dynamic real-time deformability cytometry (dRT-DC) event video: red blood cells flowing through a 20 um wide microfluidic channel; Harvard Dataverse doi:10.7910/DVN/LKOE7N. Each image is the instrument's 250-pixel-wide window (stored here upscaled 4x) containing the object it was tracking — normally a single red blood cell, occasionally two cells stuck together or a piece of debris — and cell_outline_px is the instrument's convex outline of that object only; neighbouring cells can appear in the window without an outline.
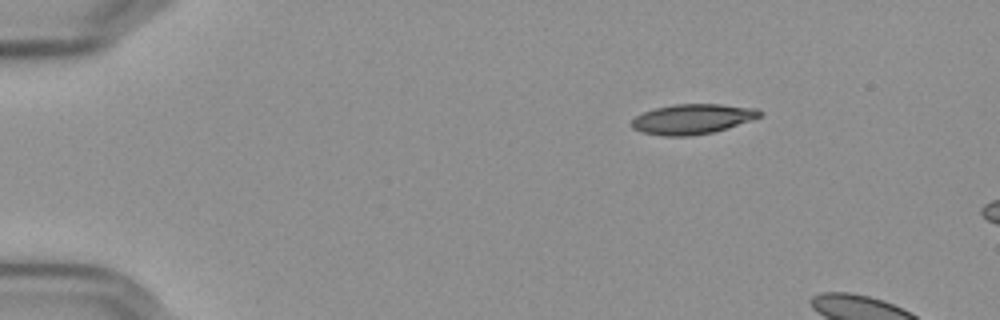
{"species": "Egyptian fruit bat (a non-hibernating species)", "species_latin": "Rousettus aegyptiacus", "temperature_condition": "cold", "stored_images_in_passage": 7, "camera_frame_rate_fps": 3000, "um_per_image_px": 0.085, "frame": {"image": 1, "passage_image": 1, "time_ms": 0.0, "image_size_px": [1000, 320], "cell_outline_px": [[764, 112], [760, 116], [752, 120], [712, 132], [688, 136], [664, 136], [640, 132], [632, 128], [632, 120], [636, 116], [644, 112], [656, 108], [672, 104], [720, 104], [756, 108]], "centroid_in_image_um": [58.85, 10.11], "position_along_channel_um": 26.2, "area_um2": 22.31}}